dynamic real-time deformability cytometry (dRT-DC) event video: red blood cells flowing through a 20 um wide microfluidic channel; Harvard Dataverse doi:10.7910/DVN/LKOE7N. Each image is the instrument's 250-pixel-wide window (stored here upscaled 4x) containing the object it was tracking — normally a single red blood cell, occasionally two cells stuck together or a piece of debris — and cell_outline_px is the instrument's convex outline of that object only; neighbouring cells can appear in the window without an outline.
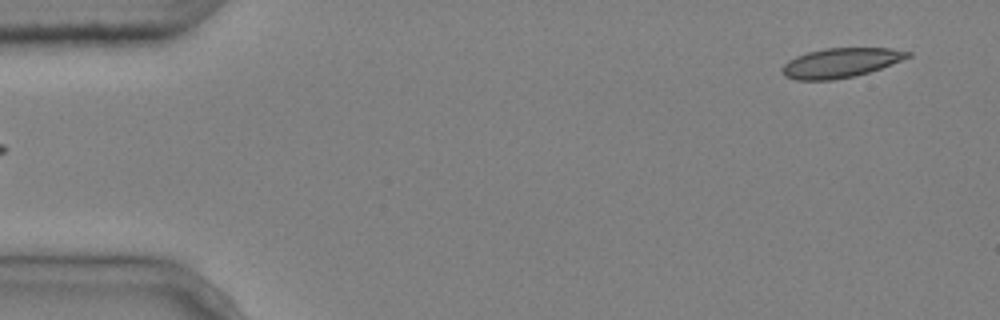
{"species": "common noctule bat (a hibernating species)", "species_latin": "Nyctalus noctula", "temperature_condition": "cold", "stored_images_in_passage": 5, "segment_of_instrument_passage": [2, 2], "camera_frame_rate_fps": 3000, "um_per_image_px": 0.085, "animal": {"sex": "male", "body_mass_g": 20.4}, "frame": {"image": 1, "passage_image": 5, "time_ms": 1.333, "image_size_px": [1000, 320], "cell_outline_px": [[912, 56], [880, 68], [856, 76], [832, 80], [796, 80], [784, 76], [780, 72], [780, 68], [788, 60], [796, 56], [808, 52], [824, 48], [892, 48], [912, 52]], "centroid_in_image_um": [71.42, 5.34], "position_along_channel_um": 13.6, "area_um2": 21.73}}